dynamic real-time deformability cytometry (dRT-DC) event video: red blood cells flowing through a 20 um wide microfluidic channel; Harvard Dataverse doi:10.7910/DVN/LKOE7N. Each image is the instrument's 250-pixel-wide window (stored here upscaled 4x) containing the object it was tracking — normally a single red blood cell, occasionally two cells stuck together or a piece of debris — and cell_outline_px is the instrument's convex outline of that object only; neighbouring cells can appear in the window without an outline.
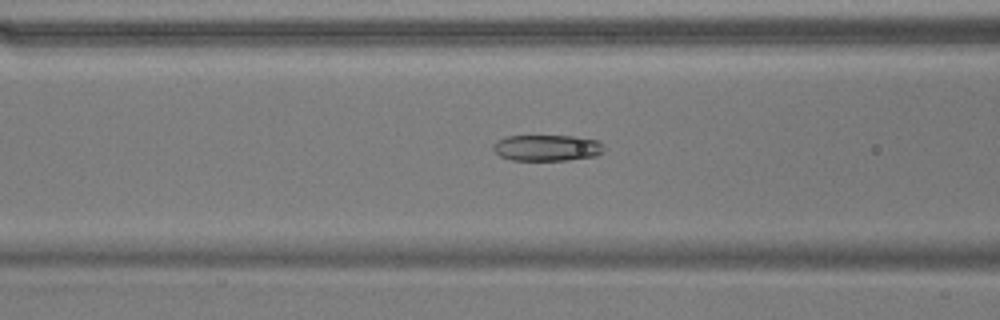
{"species": "common noctule bat (a hibernating species)", "species_latin": "Nyctalus noctula", "temperature_condition": "warm", "stored_images_in_passage": 55, "camera_frame_rate_fps": 3000, "um_per_image_px": 0.085, "animal": {"sex": "male", "body_mass_g": 17.9}, "frame": {"image": 1, "passage_image": 22, "time_ms": 7.0, "image_size_px": [1000, 320], "cell_outline_px": [[604, 152], [596, 156], [568, 160], [512, 160], [500, 156], [492, 148], [492, 144], [496, 140], [504, 136], [572, 136], [596, 140], [600, 144]], "centroid_in_image_um": [46.44, 12.57], "position_along_channel_um": 120.2, "area_um2": 16.88}}
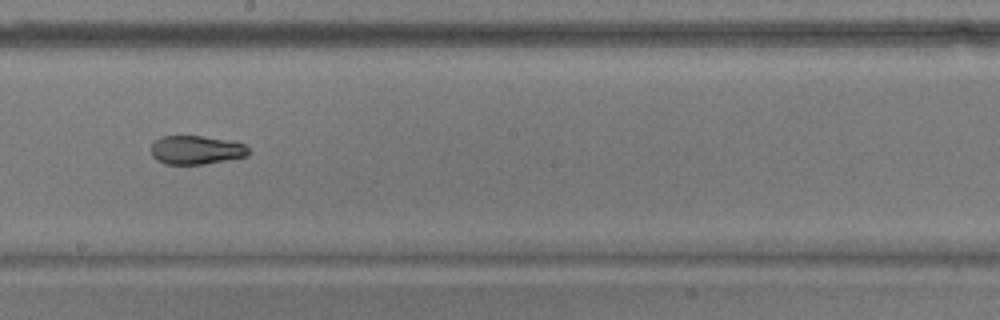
{"frame": {"image": 2, "passage_image": 31, "time_ms": 10.0, "image_size_px": [1000, 320], "cell_outline_px": [[252, 152], [248, 156], [204, 164], [164, 164], [156, 160], [152, 156], [152, 144], [160, 136], [200, 136], [224, 140], [244, 144]], "centroid_in_image_um": [16.67, 12.76], "position_along_channel_um": 231.5, "area_um2": 16.24}}
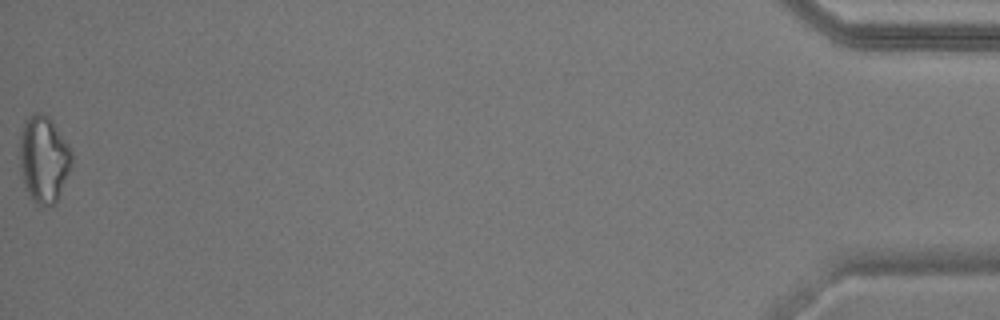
{"frame": {"image": 3, "passage_image": 55, "time_ms": 18.0, "image_size_px": [1000, 320], "cell_outline_px": [[72, 164], [56, 204], [36, 208], [24, 184], [20, 168], [20, 132], [24, 120], [32, 112], [40, 112], [48, 116], [52, 120], [68, 144], [72, 152]], "centroid_in_image_um": [3.71, 13.54], "position_along_channel_um": 431.5, "area_um2": 26.76}, "authors_computed_cell_mechanics": {"area_um2": 20.0566, "velocity_mm_per_s": 3.7129, "shape_relaxation_time_tau1_ms": null, "shape_relaxation_time_tau2_ms": 2.0812, "deformation_change_tau1": null, "deformation_change_tau2": 0.0829}}